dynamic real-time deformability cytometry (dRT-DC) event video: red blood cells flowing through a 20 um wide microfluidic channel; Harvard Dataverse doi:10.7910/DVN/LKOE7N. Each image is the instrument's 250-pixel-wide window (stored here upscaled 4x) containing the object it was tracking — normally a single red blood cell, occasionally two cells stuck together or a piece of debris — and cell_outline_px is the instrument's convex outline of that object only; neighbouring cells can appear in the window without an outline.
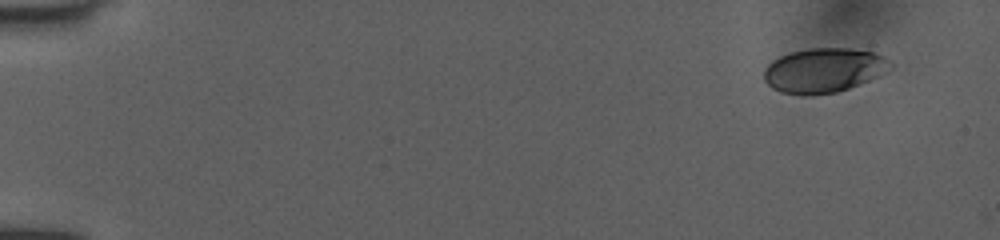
{"species": "human", "species_latin": "Homo sapiens", "temperature_condition": "room temperature", "stored_images_in_passage": 14, "camera_frame_rate_fps": 3000, "um_per_image_px": 0.085, "donor": {"sex": "female"}, "frame": {"image": 1, "passage_image": 1, "time_ms": 0.0, "image_size_px": [1000, 240], "cell_outline_px": [[892, 68], [868, 80], [848, 88], [836, 92], [780, 92], [772, 88], [764, 80], [764, 68], [772, 60], [780, 56], [792, 52], [808, 48], [848, 48], [872, 52], [884, 56], [892, 64]], "centroid_in_image_um": [70.01, 5.93], "position_along_channel_um": 15.0, "area_um2": 31.85}}
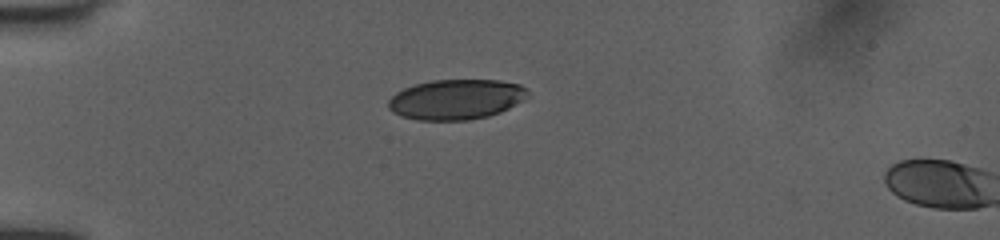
{"frame": {"image": 2, "passage_image": 12, "time_ms": 3.667, "image_size_px": [1000, 240], "cell_outline_px": [[528, 96], [524, 100], [500, 112], [488, 116], [468, 120], [416, 120], [392, 112], [388, 108], [388, 100], [396, 92], [404, 88], [416, 84], [432, 80], [500, 80], [520, 84], [528, 92]], "centroid_in_image_um": [38.77, 8.44], "position_along_channel_um": 46.2, "area_um2": 32.6}}